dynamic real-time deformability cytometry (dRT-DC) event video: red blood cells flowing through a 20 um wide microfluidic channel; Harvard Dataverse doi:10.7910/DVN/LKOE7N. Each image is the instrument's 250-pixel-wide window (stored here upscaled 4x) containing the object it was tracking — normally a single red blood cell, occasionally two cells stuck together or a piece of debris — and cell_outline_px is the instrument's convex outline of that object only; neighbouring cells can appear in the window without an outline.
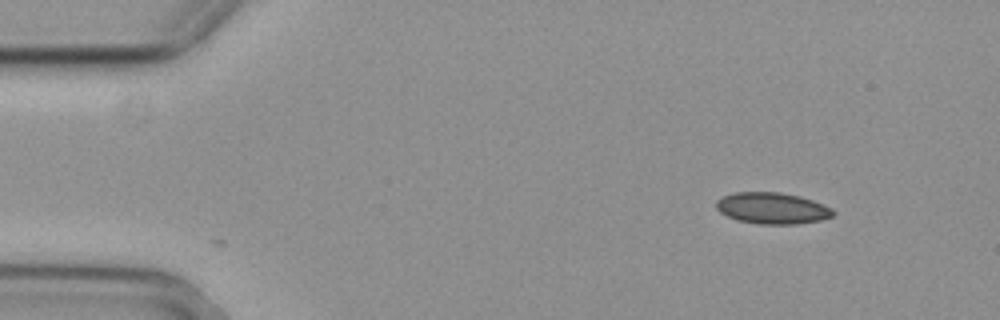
{"species": "common noctule bat (a hibernating species)", "species_latin": "Nyctalus noctula", "temperature_condition": "cold", "stored_images_in_passage": 50, "camera_frame_rate_fps": 3000, "um_per_image_px": 0.085, "animal": {"sex": "female", "body_mass_g": 29.2, "forearm_length_mm": 56.3}, "frame": {"image": 1, "passage_image": 1, "time_ms": 0.0, "image_size_px": [1000, 320], "cell_outline_px": [[836, 212], [832, 216], [820, 220], [796, 224], [760, 224], [736, 220], [720, 212], [716, 208], [716, 200], [724, 196], [736, 192], [780, 192], [800, 196], [812, 200], [832, 208]], "centroid_in_image_um": [65.64, 17.7], "position_along_channel_um": 19.4, "area_um2": 21.33}}
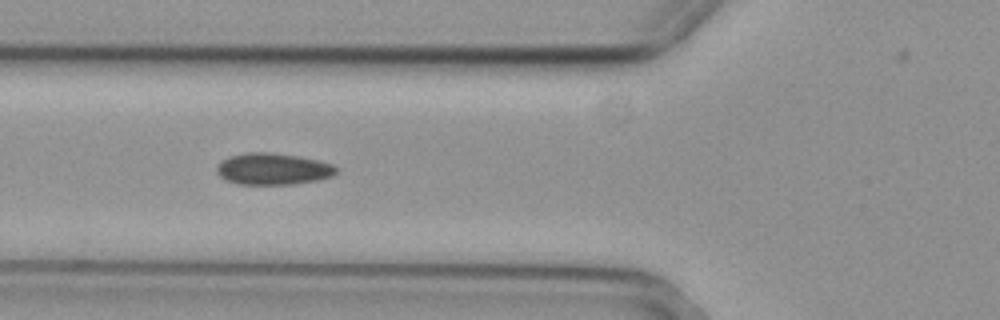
{"frame": {"image": 2, "passage_image": 15, "time_ms": 4.667, "image_size_px": [1000, 320], "cell_outline_px": [[336, 172], [332, 176], [320, 180], [292, 184], [236, 184], [220, 176], [216, 172], [216, 168], [220, 160], [228, 156], [248, 152], [268, 152], [296, 156], [316, 160], [332, 164], [336, 168]], "centroid_in_image_um": [23.16, 14.36], "position_along_channel_um": 102.6, "area_um2": 21.96}}
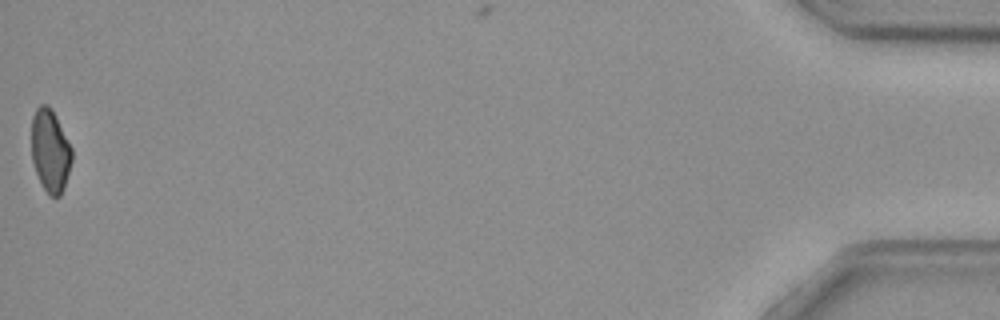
{"frame": {"image": 3, "passage_image": 50, "time_ms": 16.333, "image_size_px": [1000, 320], "cell_outline_px": [[72, 160], [64, 188], [60, 196], [48, 196], [36, 172], [32, 160], [32, 116], [36, 108], [40, 104], [48, 104], [56, 116], [72, 148]], "centroid_in_image_um": [4.27, 12.8], "position_along_channel_um": 430.9, "area_um2": 19.42}, "authors_computed_cell_mechanics": {"area_um2": 21.386, "velocity_mm_per_s": 3.7154, "shape_relaxation_time_tau1_ms": null, "shape_relaxation_time_tau2_ms": 4.7087, "deformation_change_tau1": null, "deformation_change_tau2": 0.0806}}